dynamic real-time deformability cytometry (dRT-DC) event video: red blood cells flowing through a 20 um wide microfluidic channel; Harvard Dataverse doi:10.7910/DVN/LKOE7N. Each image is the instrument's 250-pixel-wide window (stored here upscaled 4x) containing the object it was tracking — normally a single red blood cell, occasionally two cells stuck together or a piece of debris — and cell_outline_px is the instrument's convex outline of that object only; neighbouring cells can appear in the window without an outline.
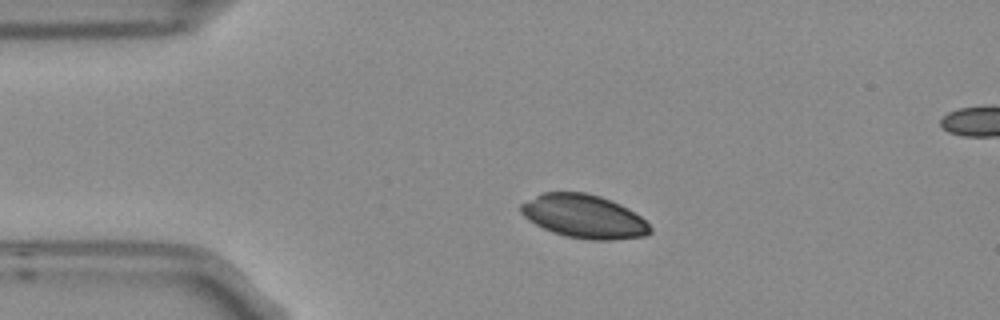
{"species": "Egyptian fruit bat (a non-hibernating species)", "species_latin": "Rousettus aegyptiacus", "temperature_condition": "room temperature", "stored_images_in_passage": 3, "segment_of_instrument_passage": [1, 2], "camera_frame_rate_fps": 3000, "um_per_image_px": 0.085, "frame": {"image": 1, "passage_image": 1, "time_ms": 0.0, "image_size_px": [1000, 320], "cell_outline_px": [[652, 232], [644, 236], [612, 240], [588, 240], [564, 236], [552, 232], [528, 220], [520, 212], [520, 204], [544, 192], [584, 192], [600, 196], [612, 200], [628, 208], [640, 216], [652, 228]], "centroid_in_image_um": [49.65, 18.4], "position_along_channel_um": 35.4, "area_um2": 32.77}}